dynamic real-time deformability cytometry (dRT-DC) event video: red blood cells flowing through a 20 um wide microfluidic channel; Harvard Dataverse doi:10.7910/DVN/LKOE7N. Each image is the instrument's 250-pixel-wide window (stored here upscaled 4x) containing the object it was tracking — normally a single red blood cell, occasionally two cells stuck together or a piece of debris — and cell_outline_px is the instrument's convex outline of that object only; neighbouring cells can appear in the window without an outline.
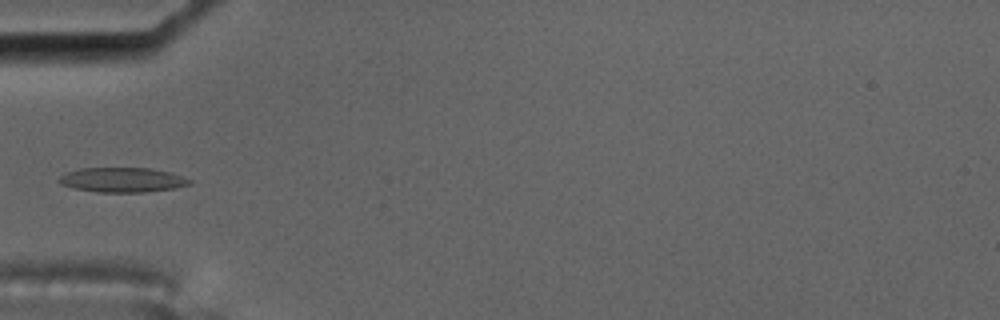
{"species": "common noctule bat (a hibernating species)", "species_latin": "Nyctalus noctula", "temperature_condition": "cold", "stored_images_in_passage": 6, "camera_frame_rate_fps": 3000, "um_per_image_px": 0.085, "animal": {"sex": "male", "body_mass_g": 17.5, "forearm_length_mm": 52.3}, "frame": {"image": 1, "passage_image": 2, "time_ms": 0.333, "image_size_px": [1000, 320], "cell_outline_px": [[192, 184], [176, 188], [148, 192], [96, 192], [76, 188], [60, 184], [56, 180], [64, 172], [80, 168], [152, 168], [168, 172], [192, 180]], "centroid_in_image_um": [10.38, 15.29], "position_along_channel_um": 74.6, "area_um2": 18.9}}